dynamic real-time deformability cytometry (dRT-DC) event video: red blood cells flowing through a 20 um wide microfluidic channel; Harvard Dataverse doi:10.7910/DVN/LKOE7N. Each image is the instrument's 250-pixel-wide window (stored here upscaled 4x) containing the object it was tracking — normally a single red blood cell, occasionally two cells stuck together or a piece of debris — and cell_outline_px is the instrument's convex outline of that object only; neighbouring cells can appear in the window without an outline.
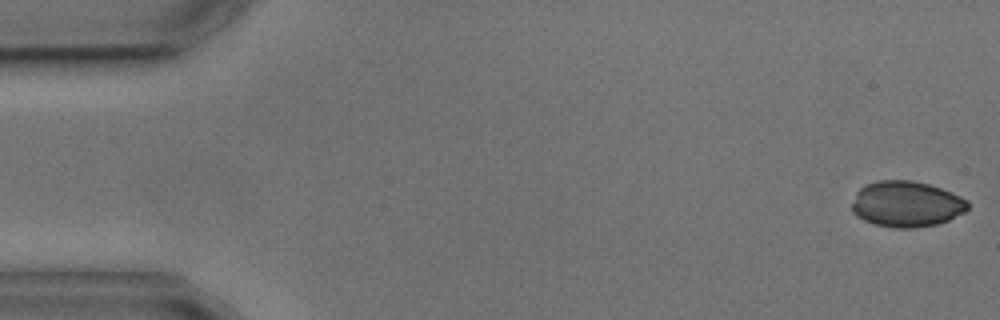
{"species": "common noctule bat (a hibernating species)", "species_latin": "Nyctalus noctula", "temperature_condition": "cold", "stored_images_in_passage": 6, "camera_frame_rate_fps": 3000, "um_per_image_px": 0.085, "animal": {"sex": "male", "body_mass_g": 17.9, "forearm_length_mm": 54.2}, "frame": {"image": 1, "passage_image": 1, "time_ms": 0.0, "image_size_px": [1000, 320], "cell_outline_px": [[968, 208], [964, 212], [948, 220], [936, 224], [916, 228], [896, 228], [876, 224], [864, 220], [856, 216], [852, 212], [852, 204], [856, 192], [864, 184], [880, 180], [912, 180], [928, 184], [952, 192], [968, 200]], "centroid_in_image_um": [77.04, 17.34], "position_along_channel_um": 8.0, "area_um2": 31.04}}